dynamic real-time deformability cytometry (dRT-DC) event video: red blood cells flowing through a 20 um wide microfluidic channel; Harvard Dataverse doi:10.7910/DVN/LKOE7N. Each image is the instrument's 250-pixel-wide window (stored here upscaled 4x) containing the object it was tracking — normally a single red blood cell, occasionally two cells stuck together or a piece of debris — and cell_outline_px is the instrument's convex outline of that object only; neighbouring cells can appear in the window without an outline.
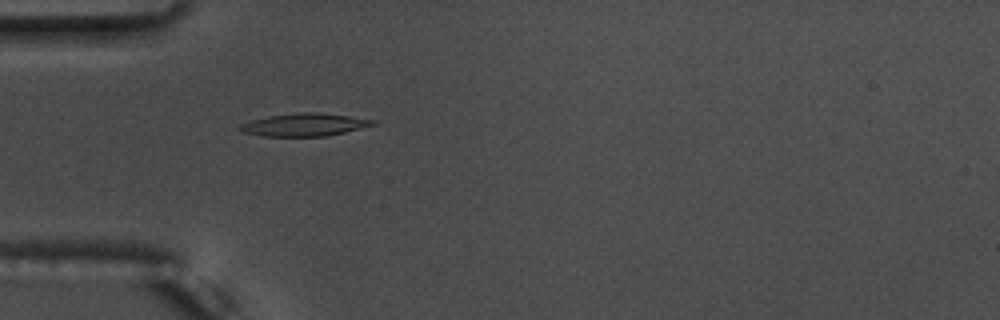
{"species": "common noctule bat (a hibernating species)", "species_latin": "Nyctalus noctula", "temperature_condition": "warm", "stored_images_in_passage": 56, "camera_frame_rate_fps": 3000, "um_per_image_px": 0.085, "animal": {"sex": "male", "body_mass_g": 17.5, "forearm_length_mm": 52.3}, "frame": {"image": 1, "passage_image": 18, "time_ms": 5.667, "image_size_px": [1000, 320], "cell_outline_px": [[376, 124], [328, 136], [264, 136], [244, 132], [236, 128], [240, 124], [252, 120], [268, 116], [296, 112], [316, 112], [348, 116], [376, 120]], "centroid_in_image_um": [25.85, 10.6], "position_along_channel_um": 59.2, "area_um2": 17.51}}
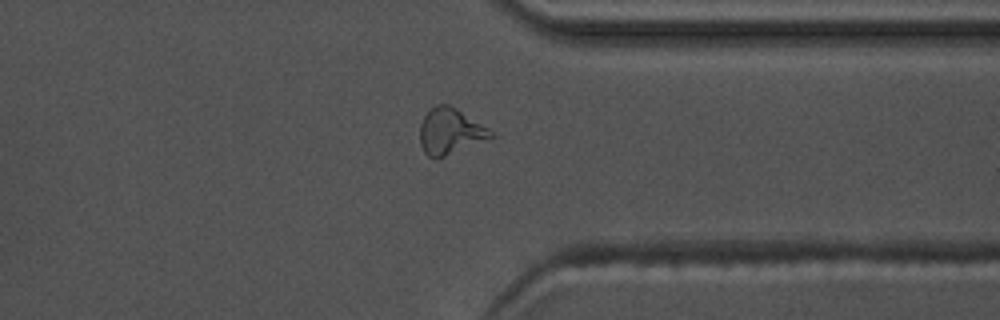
{"frame": {"image": 2, "passage_image": 44, "time_ms": 14.333, "image_size_px": [1000, 320], "cell_outline_px": [[496, 136], [436, 160], [428, 156], [424, 152], [420, 144], [420, 124], [424, 116], [436, 104], [448, 104], [456, 108], [488, 128]], "centroid_in_image_um": [38.25, 11.19], "position_along_channel_um": 373.2, "area_um2": 18.96}}
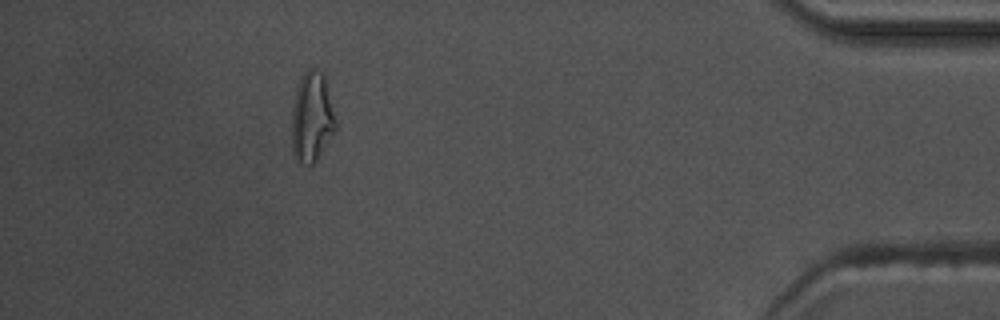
{"frame": {"image": 3, "passage_image": 51, "time_ms": 16.667, "image_size_px": [1000, 320], "cell_outline_px": [[336, 128], [316, 160], [312, 164], [308, 164], [296, 160], [292, 152], [292, 108], [296, 88], [300, 76], [308, 68], [316, 68], [324, 76], [336, 120]], "centroid_in_image_um": [26.48, 9.93], "position_along_channel_um": 408.7, "area_um2": 22.83}, "authors_computed_cell_mechanics": {"area_um2": 17.0799, "velocity_mm_per_s": 3.698, "shape_relaxation_time_tau1_ms": null, "shape_relaxation_time_tau2_ms": 2.3124, "deformation_change_tau1": null, "deformation_change_tau2": 0.1062}}